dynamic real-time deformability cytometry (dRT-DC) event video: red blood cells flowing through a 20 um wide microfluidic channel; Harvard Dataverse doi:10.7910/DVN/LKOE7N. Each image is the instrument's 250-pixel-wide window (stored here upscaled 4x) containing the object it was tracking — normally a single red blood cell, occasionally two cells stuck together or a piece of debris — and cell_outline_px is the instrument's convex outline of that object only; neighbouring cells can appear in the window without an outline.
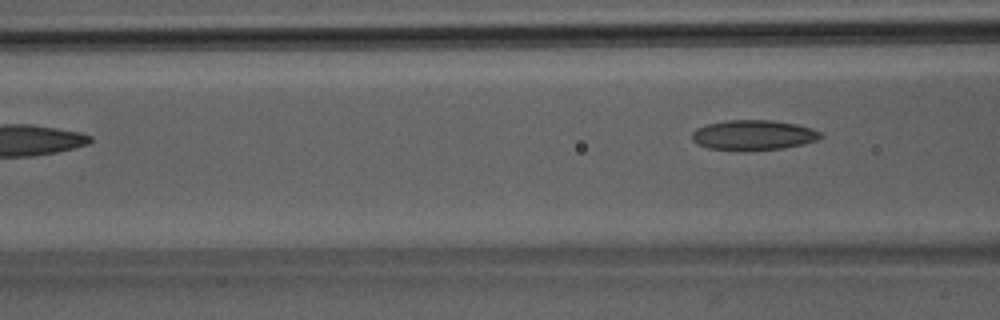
{"species": "Egyptian fruit bat (a non-hibernating species)", "species_latin": "Rousettus aegyptiacus", "temperature_condition": "room temperature", "stored_images_in_passage": 6, "camera_frame_rate_fps": 3000, "um_per_image_px": 0.085, "animal": {"sex": "male"}, "frame": {"image": 1, "passage_image": 6, "time_ms": 6.667, "image_size_px": [1000, 320], "cell_outline_px": [[824, 136], [816, 140], [804, 144], [784, 148], [708, 148], [692, 140], [692, 132], [696, 128], [704, 124], [724, 120], [772, 120], [796, 124], [812, 128], [820, 132]], "centroid_in_image_um": [64.05, 11.43], "position_along_channel_um": 102.5, "area_um2": 21.91}}